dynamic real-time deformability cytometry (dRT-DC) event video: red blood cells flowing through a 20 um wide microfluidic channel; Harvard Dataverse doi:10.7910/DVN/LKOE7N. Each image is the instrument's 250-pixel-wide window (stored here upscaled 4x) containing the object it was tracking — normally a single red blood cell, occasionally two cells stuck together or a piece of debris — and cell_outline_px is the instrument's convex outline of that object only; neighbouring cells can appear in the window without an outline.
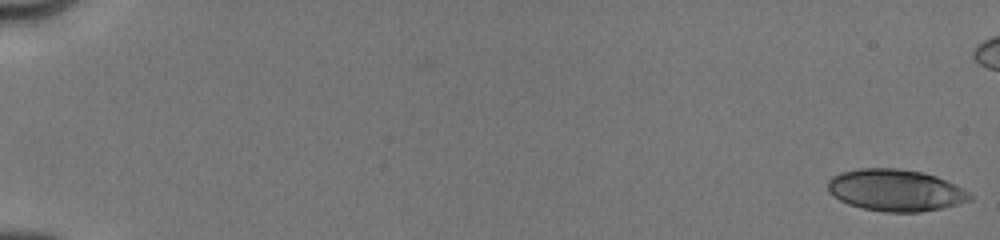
{"species": "human", "species_latin": "Homo sapiens", "temperature_condition": "cold", "stored_images_in_passage": 17, "camera_frame_rate_fps": 3000, "um_per_image_px": 0.085, "donor": {"sex": "male"}, "frame": {"image": 1, "passage_image": 1, "time_ms": 0.0, "image_size_px": [1000, 240], "cell_outline_px": [[972, 200], [960, 204], [944, 208], [920, 212], [884, 212], [860, 208], [848, 204], [840, 200], [828, 192], [828, 180], [832, 176], [840, 172], [860, 168], [896, 168], [920, 172], [936, 176], [968, 192], [972, 196]], "centroid_in_image_um": [76.09, 16.18], "position_along_channel_um": 8.9, "area_um2": 34.62}}
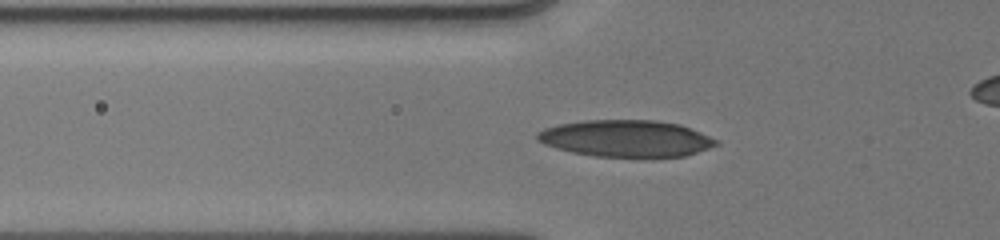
{"frame": {"image": 2, "passage_image": 13, "time_ms": 6.333, "image_size_px": [1000, 240], "cell_outline_px": [[720, 144], [684, 156], [596, 156], [572, 152], [556, 148], [544, 144], [536, 140], [536, 132], [544, 128], [560, 124], [584, 120], [656, 120], [680, 124], [720, 140]], "centroid_in_image_um": [53.2, 11.75], "position_along_channel_um": 72.6, "area_um2": 38.15}}
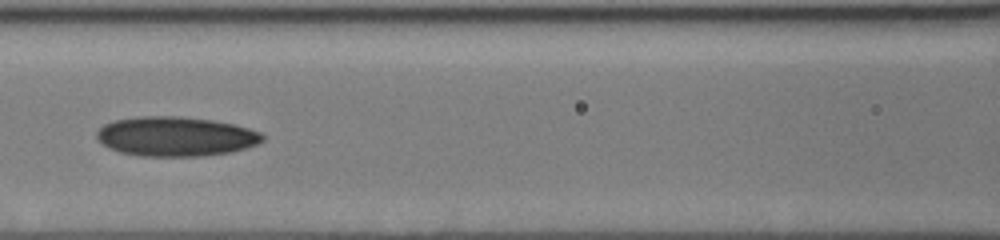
{"frame": {"image": 3, "passage_image": 16, "time_ms": 8.333, "image_size_px": [1000, 240], "cell_outline_px": [[264, 140], [256, 144], [244, 148], [228, 152], [204, 156], [144, 156], [120, 152], [104, 144], [96, 136], [96, 132], [104, 124], [116, 120], [140, 116], [180, 116], [212, 120], [236, 124], [260, 132], [264, 136]], "centroid_in_image_um": [14.95, 11.59], "position_along_channel_um": 151.6, "area_um2": 37.97}}